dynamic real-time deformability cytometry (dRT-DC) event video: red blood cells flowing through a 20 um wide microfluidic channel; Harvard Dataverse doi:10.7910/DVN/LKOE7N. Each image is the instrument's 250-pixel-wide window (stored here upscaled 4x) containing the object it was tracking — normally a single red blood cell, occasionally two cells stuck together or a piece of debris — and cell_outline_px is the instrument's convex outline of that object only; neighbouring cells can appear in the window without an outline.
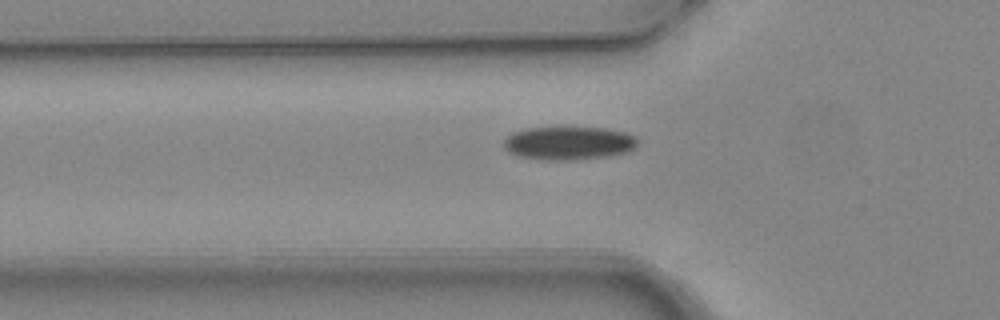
{"species": "common noctule bat (a hibernating species)", "species_latin": "Nyctalus noctula", "temperature_condition": "warm", "stored_images_in_passage": 6, "camera_frame_rate_fps": 3000, "um_per_image_px": 0.085, "animal": {"sex": "female", "body_mass_g": 24.6, "forearm_length_mm": 56.2}, "frame": {"image": 1, "passage_image": 6, "time_ms": 1.667, "image_size_px": [1000, 320], "cell_outline_px": [[640, 140], [628, 152], [612, 156], [572, 160], [548, 160], [516, 156], [508, 152], [504, 148], [504, 140], [512, 132], [528, 128], [604, 128], [624, 132]], "centroid_in_image_um": [48.32, 12.18], "position_along_channel_um": 77.5, "area_um2": 25.95}}